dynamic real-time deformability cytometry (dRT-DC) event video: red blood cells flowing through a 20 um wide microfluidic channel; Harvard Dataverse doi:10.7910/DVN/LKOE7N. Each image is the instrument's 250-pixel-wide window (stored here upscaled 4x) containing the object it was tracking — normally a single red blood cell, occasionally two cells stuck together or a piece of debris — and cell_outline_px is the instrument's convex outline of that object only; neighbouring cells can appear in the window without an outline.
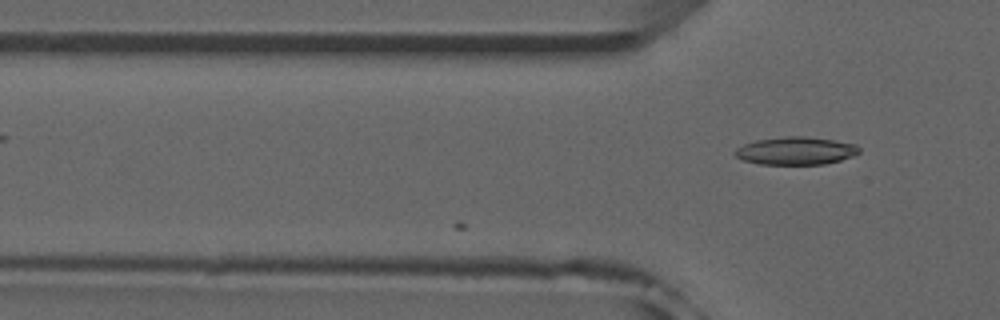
{"species": "common noctule bat (a hibernating species)", "species_latin": "Nyctalus noctula", "temperature_condition": "room temperature", "stored_images_in_passage": 16, "camera_frame_rate_fps": 3000, "um_per_image_px": 0.085, "animal": {"sex": "male", "forearm_length_mm": 52.5}, "frame": {"image": 1, "passage_image": 16, "time_ms": 5.0, "image_size_px": [1000, 320], "cell_outline_px": [[860, 152], [852, 156], [840, 160], [824, 164], [760, 164], [744, 160], [736, 156], [732, 152], [736, 148], [744, 144], [756, 140], [788, 136], [804, 136], [832, 140], [856, 144], [860, 148]], "centroid_in_image_um": [67.63, 12.82], "position_along_channel_um": 58.2, "area_um2": 20.0}}